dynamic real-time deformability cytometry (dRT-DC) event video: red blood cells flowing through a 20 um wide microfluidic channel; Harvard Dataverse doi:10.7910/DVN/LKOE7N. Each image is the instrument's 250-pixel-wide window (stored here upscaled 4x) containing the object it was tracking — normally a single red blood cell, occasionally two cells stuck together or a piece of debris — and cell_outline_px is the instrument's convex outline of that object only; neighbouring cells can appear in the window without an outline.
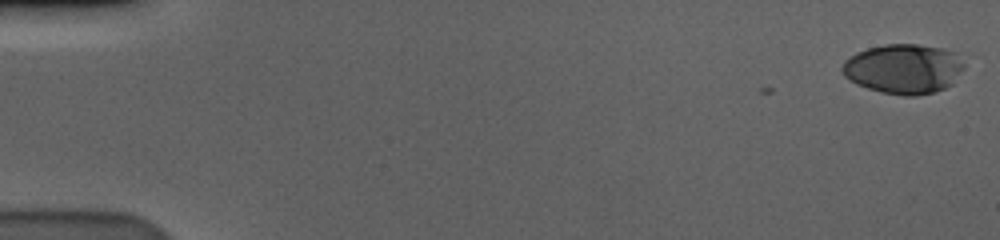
{"species": "human", "species_latin": "Homo sapiens", "temperature_condition": "cold", "stored_images_in_passage": 58, "camera_frame_rate_fps": 3000, "um_per_image_px": 0.085, "donor": {"sex": "male"}, "frame": {"image": 1, "passage_image": 1, "time_ms": 0.0, "image_size_px": [1000, 240], "cell_outline_px": [[968, 52], [964, 68], [952, 84], [936, 92], [916, 96], [904, 96], [884, 92], [868, 88], [856, 84], [844, 76], [840, 68], [844, 60], [856, 52], [868, 48], [884, 44], [916, 44], [944, 48]], "centroid_in_image_um": [76.91, 5.82], "position_along_channel_um": 8.1, "area_um2": 36.36}}
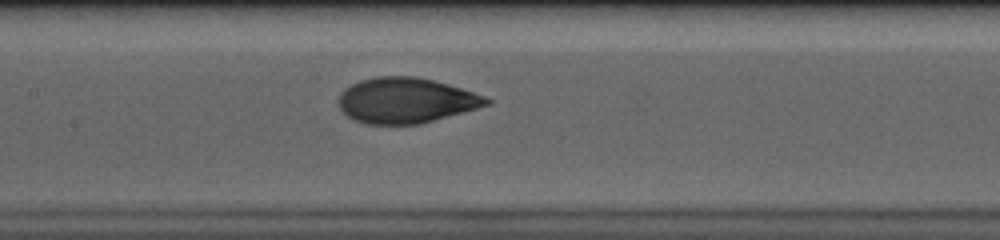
{"frame": {"image": 2, "passage_image": 29, "time_ms": 9.333, "image_size_px": [1000, 240], "cell_outline_px": [[492, 104], [420, 124], [368, 124], [356, 120], [348, 116], [340, 108], [336, 100], [340, 92], [344, 88], [360, 80], [376, 76], [416, 76], [432, 80], [460, 88], [484, 96], [492, 100]], "centroid_in_image_um": [34.47, 8.53], "position_along_channel_um": 172.9, "area_um2": 39.07}}
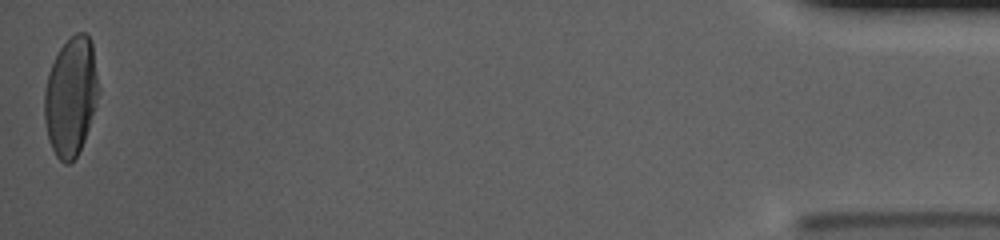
{"frame": {"image": 3, "passage_image": 58, "time_ms": 19.0, "image_size_px": [1000, 240], "cell_outline_px": [[100, 92], [84, 140], [76, 156], [68, 164], [64, 164], [56, 156], [48, 140], [44, 120], [44, 92], [48, 76], [52, 64], [60, 48], [76, 32], [88, 32], [92, 40], [100, 88]], "centroid_in_image_um": [6.04, 8.17], "position_along_channel_um": 429.2, "area_um2": 37.69}, "authors_computed_cell_mechanics": {"area_um2": 38.3503, "velocity_mm_per_s": 3.5846, "shape_relaxation_time_tau1_ms": 5.1499, "shape_relaxation_time_tau2_ms": null, "deformation_change_tau1": 0.2274, "deformation_change_tau2": null}}